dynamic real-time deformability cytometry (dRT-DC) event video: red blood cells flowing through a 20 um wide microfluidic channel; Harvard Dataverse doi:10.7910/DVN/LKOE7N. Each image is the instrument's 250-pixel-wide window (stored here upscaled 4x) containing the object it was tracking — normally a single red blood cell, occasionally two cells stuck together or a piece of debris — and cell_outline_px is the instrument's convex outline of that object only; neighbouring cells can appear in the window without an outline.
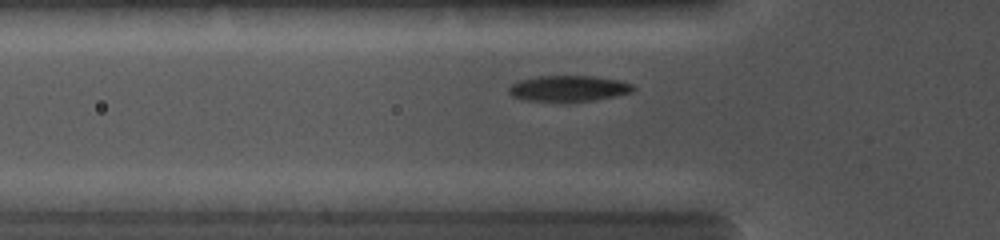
{"species": "common noctule bat (a hibernating species)", "species_latin": "Nyctalus noctula", "temperature_condition": "cold", "stored_images_in_passage": 30, "camera_frame_rate_fps": 5000, "um_per_image_px": 0.085, "animal": {"sex": "female", "body_mass_g": 19.0, "forearm_length_mm": 56.7}, "frame": {"image": 1, "passage_image": 6, "time_ms": 1.8, "image_size_px": [1000, 240], "cell_outline_px": [[636, 88], [632, 92], [616, 96], [592, 100], [564, 104], [524, 100], [512, 96], [508, 92], [508, 88], [512, 84], [520, 80], [536, 76], [592, 76], [616, 80], [632, 84]], "centroid_in_image_um": [48.28, 7.56], "position_along_channel_um": 77.5, "area_um2": 19.31}}
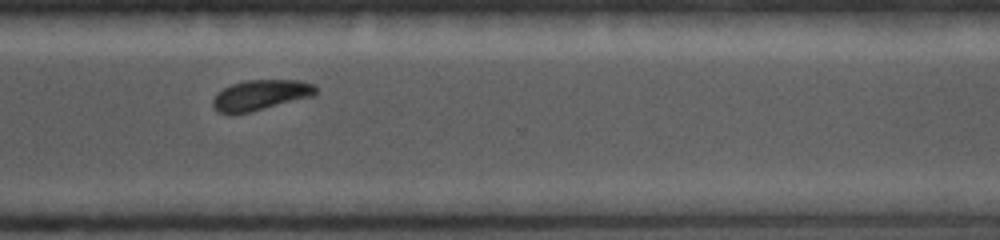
{"frame": {"image": 2, "passage_image": 23, "time_ms": 7.8, "image_size_px": [1000, 240], "cell_outline_px": [[316, 92], [312, 96], [252, 112], [220, 112], [212, 104], [212, 100], [216, 92], [232, 84], [244, 80], [300, 80], [316, 84]], "centroid_in_image_um": [22.17, 8.05], "position_along_channel_um": 348.4, "area_um2": 18.03}}
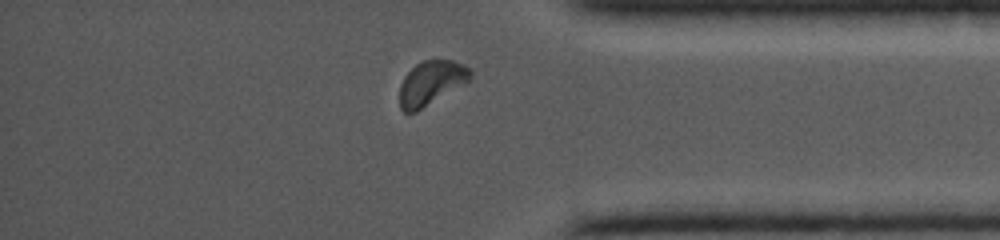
{"frame": {"image": 3, "passage_image": 27, "time_ms": 9.0, "image_size_px": [1000, 240], "cell_outline_px": [[472, 76], [468, 80], [416, 112], [404, 112], [400, 108], [400, 84], [404, 76], [416, 64], [424, 60], [452, 60], [464, 64], [472, 72]], "centroid_in_image_um": [36.61, 7.03], "position_along_channel_um": 398.6, "area_um2": 17.8}}